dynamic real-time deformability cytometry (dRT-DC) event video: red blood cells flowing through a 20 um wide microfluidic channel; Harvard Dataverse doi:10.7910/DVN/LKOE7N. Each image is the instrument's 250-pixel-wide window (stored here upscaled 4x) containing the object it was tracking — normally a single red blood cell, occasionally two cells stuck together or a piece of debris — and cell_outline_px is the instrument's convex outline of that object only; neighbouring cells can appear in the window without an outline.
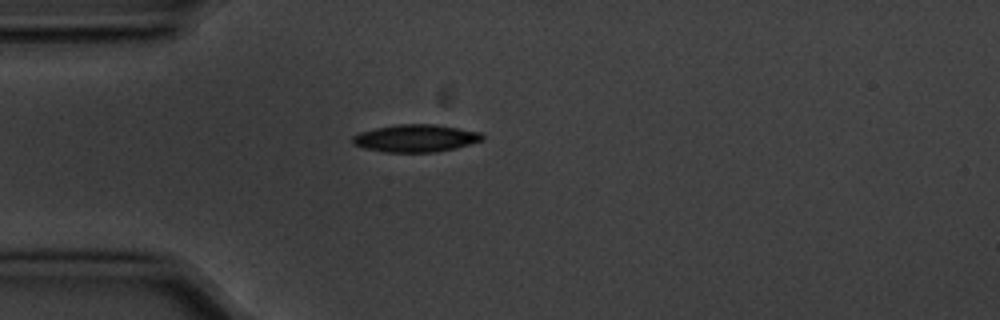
{"species": "common noctule bat (a hibernating species)", "species_latin": "Nyctalus noctula", "temperature_condition": "cold", "stored_images_in_passage": 5, "camera_frame_rate_fps": 3000, "um_per_image_px": 0.085, "animal": {"sex": "male", "body_mass_g": 20.1, "forearm_length_mm": 53.5}, "frame": {"image": 1, "passage_image": 1, "time_ms": 0.0, "image_size_px": [1000, 320], "cell_outline_px": [[484, 140], [456, 148], [436, 152], [384, 152], [364, 148], [352, 144], [352, 136], [360, 132], [376, 128], [400, 124], [432, 124], [480, 132], [484, 136]], "centroid_in_image_um": [35.32, 11.76], "position_along_channel_um": 49.7, "area_um2": 20.69}}
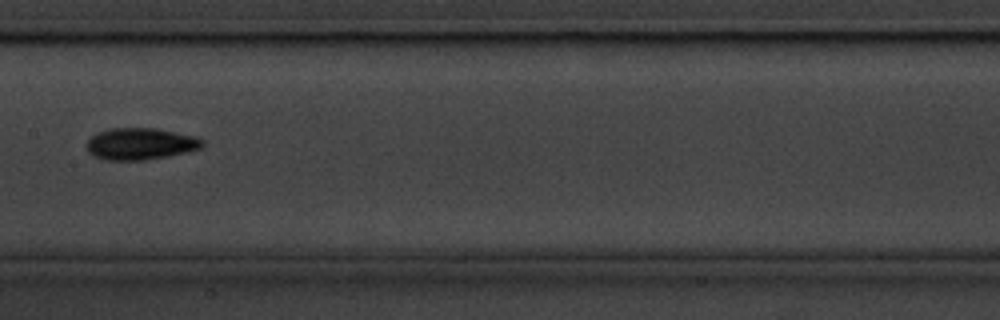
{"frame": {"image": 2, "passage_image": 5, "time_ms": 1.333, "image_size_px": [1000, 320], "cell_outline_px": [[204, 144], [200, 148], [188, 152], [168, 156], [144, 160], [104, 160], [88, 152], [88, 140], [92, 136], [100, 132], [112, 128], [156, 128], [196, 136], [204, 140]], "centroid_in_image_um": [11.99, 12.23], "position_along_channel_um": 195.4, "area_um2": 21.33}}